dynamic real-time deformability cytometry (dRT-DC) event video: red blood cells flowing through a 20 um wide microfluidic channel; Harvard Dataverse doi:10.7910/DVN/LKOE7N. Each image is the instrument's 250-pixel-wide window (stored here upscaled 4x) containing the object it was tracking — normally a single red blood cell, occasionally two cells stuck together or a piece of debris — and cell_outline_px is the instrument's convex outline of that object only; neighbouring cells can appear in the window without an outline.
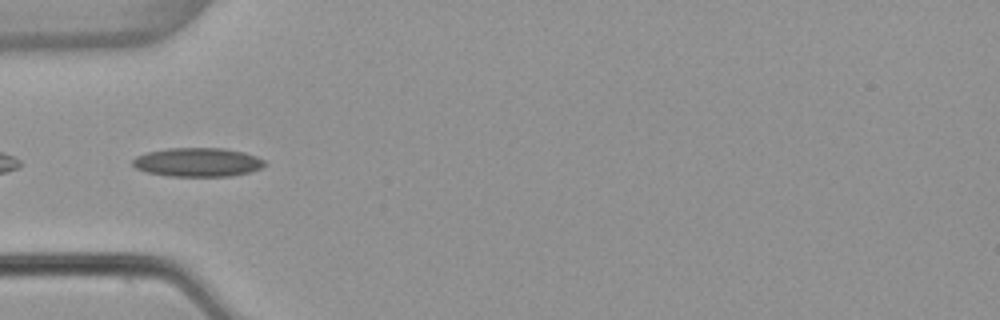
{"species": "common noctule bat (a hibernating species)", "species_latin": "Nyctalus noctula", "temperature_condition": "warm", "stored_images_in_passage": 7, "camera_frame_rate_fps": 3000, "um_per_image_px": 0.085, "animal": {"sex": "female", "body_mass_g": 22.7, "forearm_length_mm": 54.2}, "frame": {"image": 1, "passage_image": 1, "time_ms": 0.0, "image_size_px": [1000, 320], "cell_outline_px": [[268, 164], [260, 168], [248, 172], [232, 176], [168, 176], [148, 172], [136, 168], [132, 164], [132, 160], [136, 156], [148, 152], [168, 148], [224, 148], [244, 152], [256, 156], [264, 160]], "centroid_in_image_um": [16.81, 13.78], "position_along_channel_um": 68.2, "area_um2": 22.2}}